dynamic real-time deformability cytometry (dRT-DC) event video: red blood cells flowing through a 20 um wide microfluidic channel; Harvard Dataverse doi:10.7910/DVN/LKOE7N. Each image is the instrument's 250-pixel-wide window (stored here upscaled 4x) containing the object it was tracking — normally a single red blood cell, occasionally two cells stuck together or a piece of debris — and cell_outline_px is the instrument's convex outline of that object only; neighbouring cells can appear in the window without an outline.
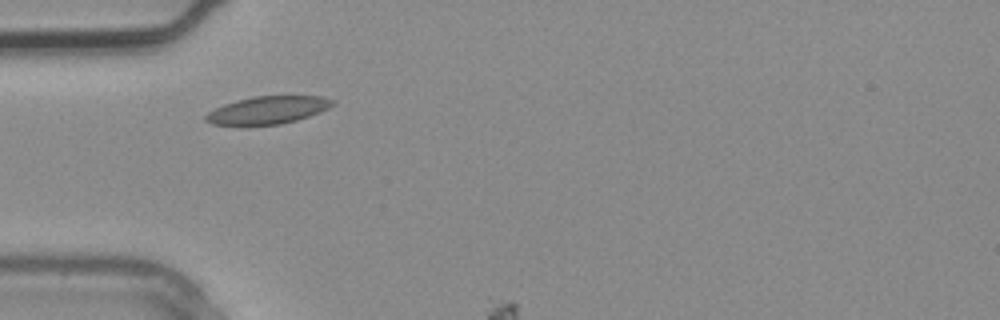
{"species": "common noctule bat (a hibernating species)", "species_latin": "Nyctalus noctula", "temperature_condition": "warm", "stored_images_in_passage": 3, "camera_frame_rate_fps": 3000, "um_per_image_px": 0.085, "animal": {"sex": "male", "body_mass_g": 20.4}, "frame": {"image": 1, "passage_image": 2, "time_ms": 0.333, "image_size_px": [1000, 320], "cell_outline_px": [[336, 104], [320, 112], [296, 120], [280, 124], [212, 124], [204, 120], [204, 116], [208, 112], [224, 104], [236, 100], [252, 96], [320, 96], [336, 100]], "centroid_in_image_um": [22.79, 9.33], "position_along_channel_um": 62.2, "area_um2": 20.23}}